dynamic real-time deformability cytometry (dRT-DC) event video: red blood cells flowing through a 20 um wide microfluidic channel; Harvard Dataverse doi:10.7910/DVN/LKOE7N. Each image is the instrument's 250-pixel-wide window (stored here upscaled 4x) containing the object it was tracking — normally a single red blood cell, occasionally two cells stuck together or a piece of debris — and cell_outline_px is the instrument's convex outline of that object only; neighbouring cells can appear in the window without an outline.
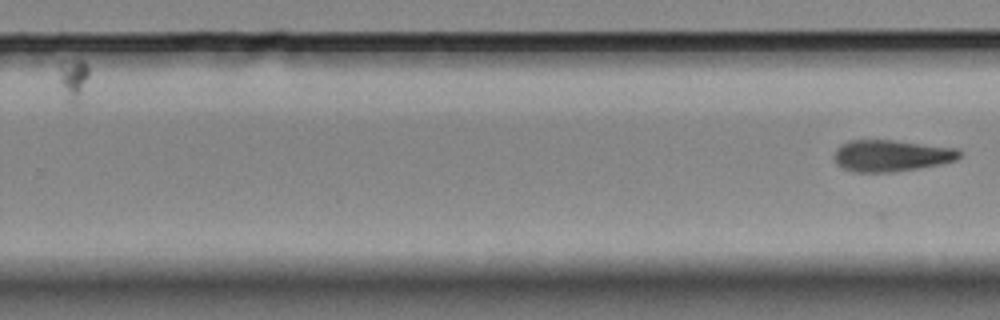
{"species": "Egyptian fruit bat (a non-hibernating species)", "species_latin": "Rousettus aegyptiacus", "temperature_condition": "room temperature", "stored_images_in_passage": 10, "segment_of_instrument_passage": [2, 2], "camera_frame_rate_fps": 3000, "um_per_image_px": 0.085, "animal": {"sex": "female"}, "frame": {"image": 1, "passage_image": 10, "time_ms": 3.0, "image_size_px": [1000, 320], "cell_outline_px": [[960, 156], [956, 160], [940, 164], [892, 172], [852, 172], [844, 168], [832, 156], [836, 148], [840, 144], [848, 140], [892, 140], [956, 148], [960, 152]], "centroid_in_image_um": [75.72, 13.22], "position_along_channel_um": 254.1, "area_um2": 22.89}}